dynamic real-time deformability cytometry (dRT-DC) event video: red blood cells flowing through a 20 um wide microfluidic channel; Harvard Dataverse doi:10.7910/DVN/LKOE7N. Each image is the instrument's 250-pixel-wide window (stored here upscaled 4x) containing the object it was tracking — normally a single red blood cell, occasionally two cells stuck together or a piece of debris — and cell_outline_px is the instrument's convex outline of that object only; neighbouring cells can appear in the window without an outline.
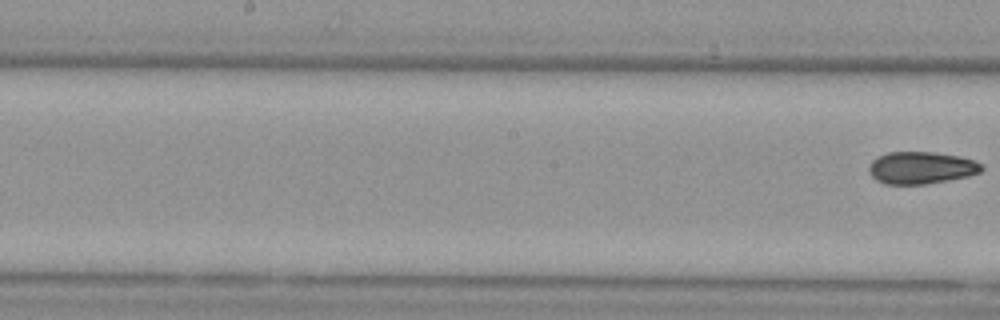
{"species": "Egyptian fruit bat (a non-hibernating species)", "species_latin": "Rousettus aegyptiacus", "temperature_condition": "cold", "stored_images_in_passage": 8, "segment_of_instrument_passage": [2, 2], "camera_frame_rate_fps": 3000, "um_per_image_px": 0.085, "animal": {"sex": "female"}, "frame": {"image": 1, "passage_image": 8, "time_ms": 9.333, "image_size_px": [1000, 320], "cell_outline_px": [[984, 168], [980, 172], [968, 176], [948, 180], [924, 184], [884, 184], [876, 180], [868, 172], [868, 168], [872, 160], [876, 156], [888, 152], [932, 152], [960, 156], [976, 160], [984, 164]], "centroid_in_image_um": [78.3, 14.25], "position_along_channel_um": 169.9, "area_um2": 21.39}}